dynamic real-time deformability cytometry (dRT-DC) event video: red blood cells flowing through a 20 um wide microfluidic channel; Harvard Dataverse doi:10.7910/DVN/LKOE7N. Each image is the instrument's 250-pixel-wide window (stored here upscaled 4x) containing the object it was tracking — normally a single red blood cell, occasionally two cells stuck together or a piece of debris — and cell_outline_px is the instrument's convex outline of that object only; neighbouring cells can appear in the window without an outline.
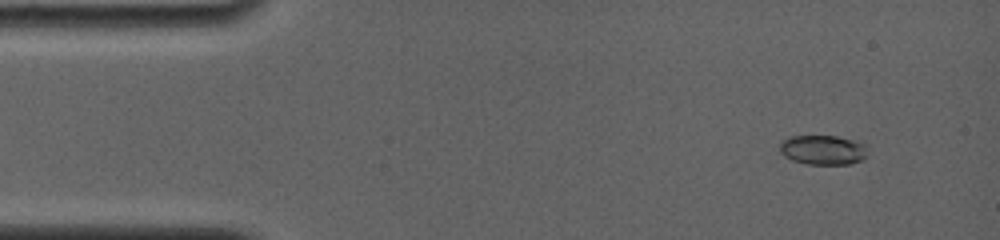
{"species": "common noctule bat (a hibernating species)", "species_latin": "Nyctalus noctula", "temperature_condition": "room temperature", "stored_images_in_passage": 8, "camera_frame_rate_fps": 4000, "um_per_image_px": 0.085, "animal": {"sex": "female", "body_mass_g": 19.0, "forearm_length_mm": 56.7}, "frame": {"image": 1, "passage_image": 2, "time_ms": 1.25, "image_size_px": [1000, 240], "cell_outline_px": [[864, 160], [848, 164], [808, 164], [792, 160], [784, 156], [780, 152], [780, 140], [792, 136], [836, 136], [852, 140], [864, 144]], "centroid_in_image_um": [69.88, 12.74], "position_along_channel_um": 15.1, "area_um2": 14.97}}
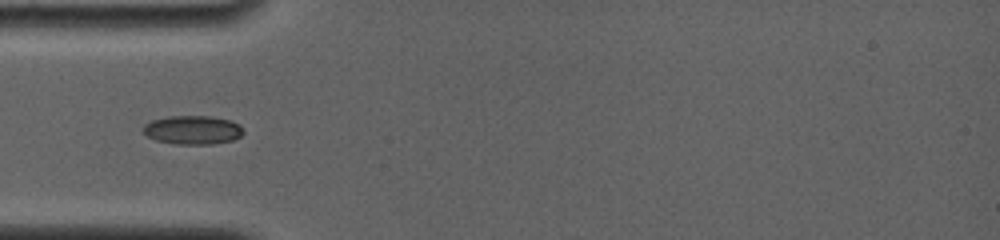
{"frame": {"image": 2, "passage_image": 6, "time_ms": 5.0, "image_size_px": [1000, 240], "cell_outline_px": [[244, 132], [240, 136], [232, 140], [212, 144], [176, 144], [156, 140], [148, 136], [144, 132], [144, 124], [152, 120], [168, 116], [212, 116], [228, 120], [240, 124]], "centroid_in_image_um": [16.39, 11.04], "position_along_channel_um": 68.6, "area_um2": 16.7}}
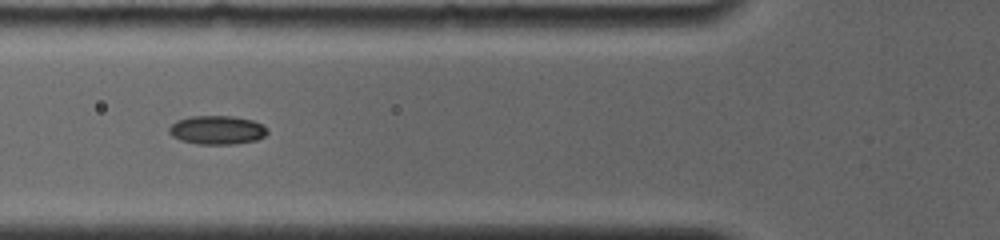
{"frame": {"image": 3, "passage_image": 7, "time_ms": 6.0, "image_size_px": [1000, 240], "cell_outline_px": [[268, 132], [264, 136], [256, 140], [232, 144], [196, 144], [180, 140], [172, 136], [168, 132], [168, 128], [176, 120], [188, 116], [232, 116], [252, 120], [260, 124]], "centroid_in_image_um": [18.38, 11.05], "position_along_channel_um": 107.4, "area_um2": 16.42}}